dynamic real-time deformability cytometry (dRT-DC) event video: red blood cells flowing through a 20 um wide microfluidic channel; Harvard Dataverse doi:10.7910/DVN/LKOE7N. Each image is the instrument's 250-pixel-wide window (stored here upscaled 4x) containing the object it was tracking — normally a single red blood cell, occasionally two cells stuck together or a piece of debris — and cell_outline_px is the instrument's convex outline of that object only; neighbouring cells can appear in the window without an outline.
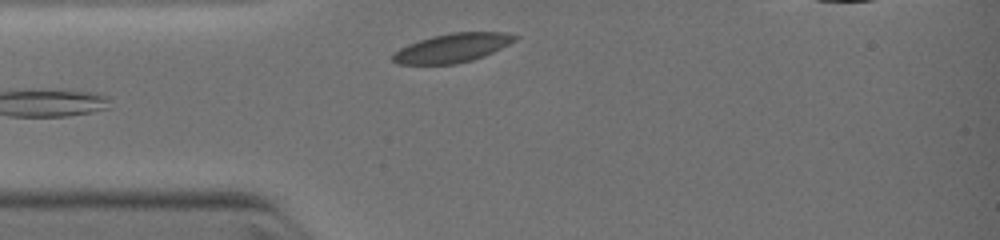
{"species": "common noctule bat (a hibernating species)", "species_latin": "Nyctalus noctula", "temperature_condition": "warm", "stored_images_in_passage": 5, "camera_frame_rate_fps": 3000, "um_per_image_px": 0.085, "animal": {"sex": "female", "body_mass_g": 19.0, "forearm_length_mm": 51.5}, "frame": {"image": 1, "passage_image": 5, "time_ms": 3.667, "image_size_px": [1000, 240], "cell_outline_px": [[520, 36], [516, 40], [484, 56], [472, 60], [456, 64], [396, 64], [392, 60], [392, 52], [408, 44], [432, 36], [452, 32], [504, 32]], "centroid_in_image_um": [38.43, 4.07], "position_along_channel_um": 46.6, "area_um2": 20.58}}